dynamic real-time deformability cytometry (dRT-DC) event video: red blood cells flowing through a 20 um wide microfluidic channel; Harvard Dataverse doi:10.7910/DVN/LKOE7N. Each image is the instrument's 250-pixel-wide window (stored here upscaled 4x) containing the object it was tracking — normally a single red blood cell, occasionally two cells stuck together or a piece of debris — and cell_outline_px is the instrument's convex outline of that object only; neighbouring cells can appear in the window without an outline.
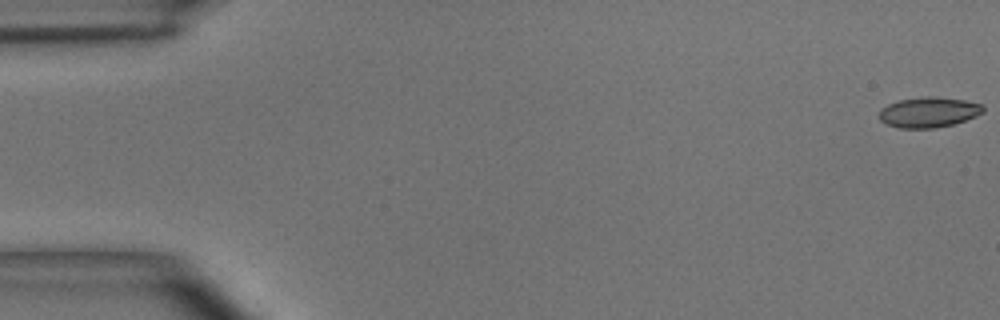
{"species": "common noctule bat (a hibernating species)", "species_latin": "Nyctalus noctula", "temperature_condition": "room temperature", "stored_images_in_passage": 51, "camera_frame_rate_fps": 3000, "um_per_image_px": 0.085, "animal": {"sex": "male", "body_mass_g": 15.6}, "frame": {"image": 1, "passage_image": 1, "time_ms": 0.0, "image_size_px": [1000, 320], "cell_outline_px": [[984, 112], [976, 116], [952, 124], [936, 128], [900, 128], [888, 124], [880, 120], [880, 108], [888, 104], [900, 100], [924, 96], [936, 96], [964, 100], [984, 104]], "centroid_in_image_um": [78.96, 9.53], "position_along_channel_um": 6.0, "area_um2": 18.38}}
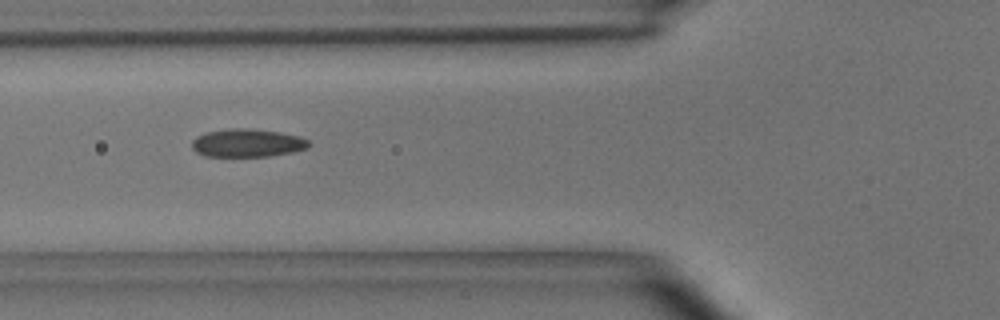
{"frame": {"image": 2, "passage_image": 19, "time_ms": 6.0, "image_size_px": [1000, 320], "cell_outline_px": [[312, 144], [308, 148], [292, 152], [268, 156], [204, 156], [196, 152], [192, 148], [192, 140], [196, 136], [204, 132], [232, 128], [252, 128], [280, 132], [300, 136], [308, 140]], "centroid_in_image_um": [21.02, 12.14], "position_along_channel_um": 104.8, "area_um2": 19.36}}
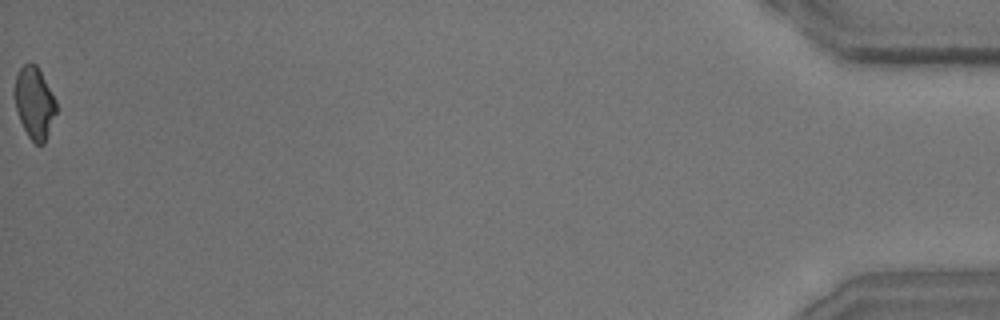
{"frame": {"image": 3, "passage_image": 51, "time_ms": 16.667, "image_size_px": [1000, 320], "cell_outline_px": [[56, 112], [44, 144], [36, 144], [28, 136], [20, 120], [16, 108], [12, 92], [12, 88], [16, 76], [20, 68], [24, 64], [36, 64], [56, 100]], "centroid_in_image_um": [2.89, 8.73], "position_along_channel_um": 432.3, "area_um2": 17.34}, "authors_computed_cell_mechanics": {"area_um2": 18.6694, "velocity_mm_per_s": 3.977, "shape_relaxation_time_tau1_ms": 7.4708, "shape_relaxation_time_tau2_ms": 2.033, "deformation_change_tau1": 0.1629, "deformation_change_tau2": 0.0801}}